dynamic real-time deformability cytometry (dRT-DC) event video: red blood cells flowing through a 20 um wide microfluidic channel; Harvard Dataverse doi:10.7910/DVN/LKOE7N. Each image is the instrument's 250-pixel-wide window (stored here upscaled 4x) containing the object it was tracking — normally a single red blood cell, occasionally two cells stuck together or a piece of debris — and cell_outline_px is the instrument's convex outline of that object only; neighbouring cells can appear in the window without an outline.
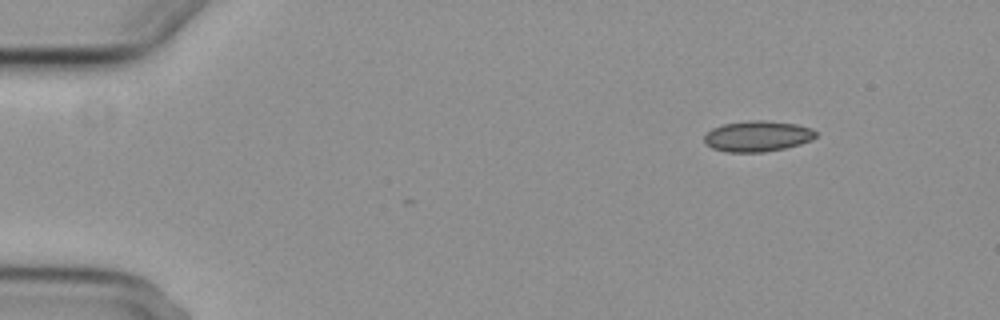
{"species": "common noctule bat (a hibernating species)", "species_latin": "Nyctalus noctula", "temperature_condition": "cold", "stored_images_in_passage": 4, "camera_frame_rate_fps": 3000, "um_per_image_px": 0.085, "animal": {"sex": "female", "body_mass_g": 29.2, "forearm_length_mm": 56.3}, "frame": {"image": 1, "passage_image": 1, "time_ms": 0.0, "image_size_px": [1000, 320], "cell_outline_px": [[816, 136], [812, 140], [800, 144], [784, 148], [764, 152], [724, 152], [712, 148], [704, 144], [704, 136], [712, 128], [724, 124], [748, 120], [764, 120], [796, 124], [812, 128], [816, 132]], "centroid_in_image_um": [64.37, 11.58], "position_along_channel_um": 20.6, "area_um2": 20.11}}
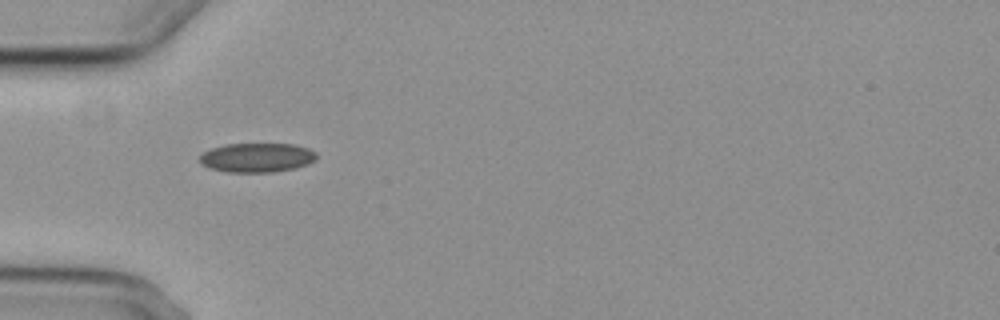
{"frame": {"image": 2, "passage_image": 4, "time_ms": 3.667, "image_size_px": [1000, 320], "cell_outline_px": [[316, 160], [308, 164], [296, 168], [272, 172], [228, 172], [208, 168], [200, 164], [200, 156], [204, 152], [212, 148], [224, 144], [296, 144], [308, 148], [316, 152]], "centroid_in_image_um": [21.85, 13.4], "position_along_channel_um": 63.2, "area_um2": 20.06}}